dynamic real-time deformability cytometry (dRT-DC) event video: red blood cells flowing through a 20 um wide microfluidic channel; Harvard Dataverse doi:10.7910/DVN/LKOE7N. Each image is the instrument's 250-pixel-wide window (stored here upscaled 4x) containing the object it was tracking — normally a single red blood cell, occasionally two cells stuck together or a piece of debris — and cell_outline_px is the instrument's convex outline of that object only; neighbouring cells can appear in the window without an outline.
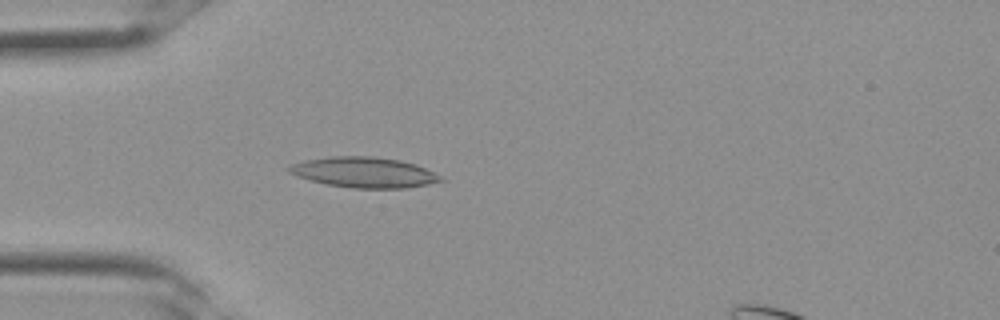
{"species": "Egyptian fruit bat (a non-hibernating species)", "species_latin": "Rousettus aegyptiacus", "temperature_condition": "room temperature", "stored_images_in_passage": 34, "camera_frame_rate_fps": 3000, "um_per_image_px": 0.085, "frame": {"image": 1, "passage_image": 10, "time_ms": 3.0, "image_size_px": [1000, 320], "cell_outline_px": [[444, 180], [428, 184], [408, 188], [352, 188], [328, 184], [296, 176], [288, 172], [284, 168], [292, 164], [304, 160], [332, 156], [372, 156], [400, 160], [416, 164], [440, 176]], "centroid_in_image_um": [30.91, 14.64], "position_along_channel_um": 54.1, "area_um2": 26.82}}
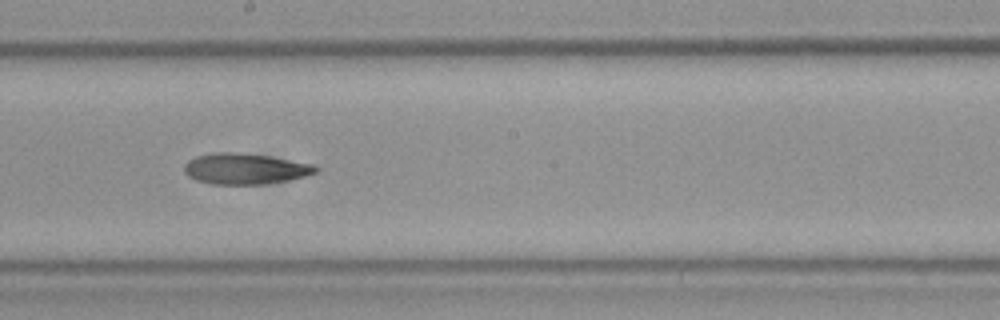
{"frame": {"image": 2, "passage_image": 19, "time_ms": 6.0, "image_size_px": [1000, 320], "cell_outline_px": [[320, 168], [316, 172], [304, 176], [288, 180], [264, 184], [212, 184], [196, 180], [188, 176], [184, 172], [184, 164], [188, 160], [196, 156], [212, 152], [236, 152], [268, 156], [316, 164]], "centroid_in_image_um": [20.83, 14.34], "position_along_channel_um": 227.4, "area_um2": 23.76}}
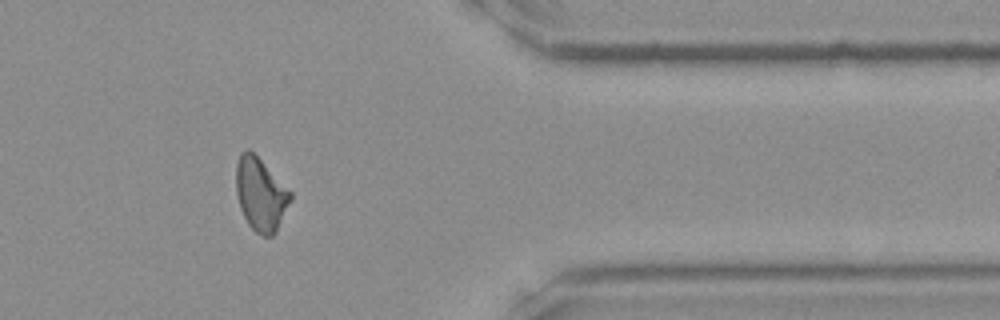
{"frame": {"image": 3, "passage_image": 28, "time_ms": 9.0, "image_size_px": [1000, 320], "cell_outline_px": [[292, 200], [276, 232], [272, 236], [264, 236], [256, 232], [248, 224], [240, 208], [236, 192], [236, 164], [240, 152], [248, 148], [292, 192]], "centroid_in_image_um": [22.15, 16.53], "position_along_channel_um": 389.2, "area_um2": 23.06}}